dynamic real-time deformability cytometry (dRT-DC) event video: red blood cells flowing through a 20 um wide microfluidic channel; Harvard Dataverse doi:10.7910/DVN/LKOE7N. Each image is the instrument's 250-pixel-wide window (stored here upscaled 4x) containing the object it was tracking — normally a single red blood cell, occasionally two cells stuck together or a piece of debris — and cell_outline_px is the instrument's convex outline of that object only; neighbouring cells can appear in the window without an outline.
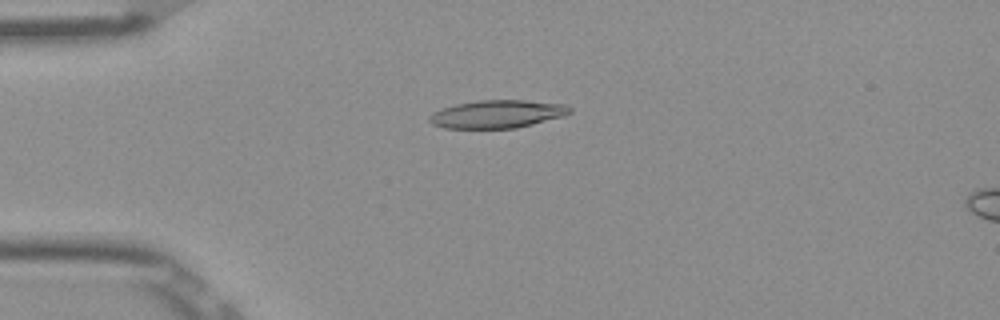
{"species": "Egyptian fruit bat (a non-hibernating species)", "species_latin": "Rousettus aegyptiacus", "temperature_condition": "room temperature", "stored_images_in_passage": 52, "camera_frame_rate_fps": 3000, "um_per_image_px": 0.085, "frame": {"image": 1, "passage_image": 13, "time_ms": 4.0, "image_size_px": [1000, 320], "cell_outline_px": [[572, 112], [564, 116], [516, 128], [444, 128], [432, 124], [428, 120], [428, 116], [432, 112], [456, 104], [480, 100], [524, 100], [564, 104], [572, 108]], "centroid_in_image_um": [42.26, 9.69], "position_along_channel_um": 42.7, "area_um2": 22.83}}
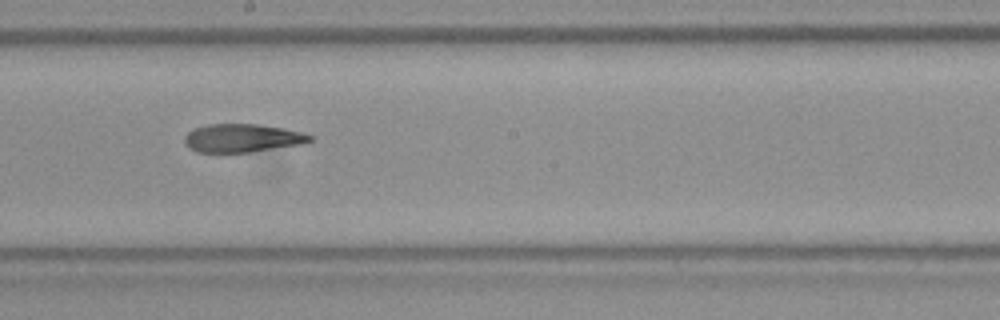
{"frame": {"image": 2, "passage_image": 29, "time_ms": 9.333, "image_size_px": [1000, 320], "cell_outline_px": [[312, 140], [304, 144], [248, 152], [196, 152], [184, 144], [184, 136], [192, 128], [208, 124], [260, 124], [284, 128], [304, 132], [312, 136]], "centroid_in_image_um": [20.59, 11.73], "position_along_channel_um": 227.6, "area_um2": 20.87}}
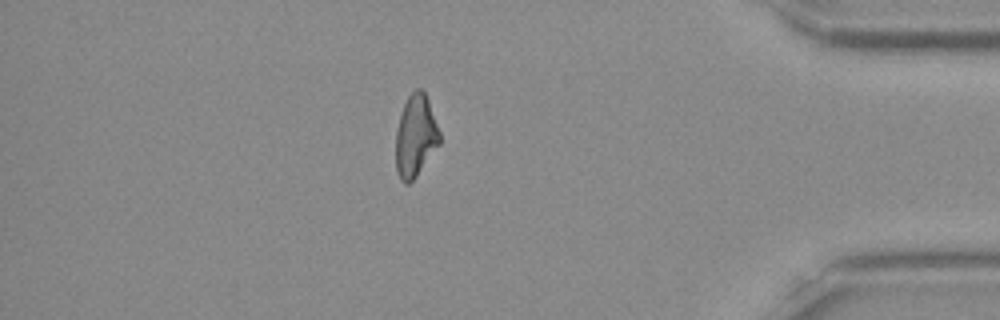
{"frame": {"image": 3, "passage_image": 45, "time_ms": 14.667, "image_size_px": [1000, 320], "cell_outline_px": [[440, 144], [416, 176], [408, 184], [404, 184], [400, 180], [396, 172], [396, 132], [400, 116], [404, 104], [408, 96], [416, 88], [420, 88], [424, 92], [428, 100], [440, 132]], "centroid_in_image_um": [35.32, 11.58], "position_along_channel_um": 399.9, "area_um2": 20.87}, "authors_computed_cell_mechanics": {"area_um2": 21.8195, "velocity_mm_per_s": 3.9122, "shape_relaxation_time_tau1_ms": null, "shape_relaxation_time_tau2_ms": 6.0794, "deformation_change_tau1": null, "deformation_change_tau2": 0.1611}}